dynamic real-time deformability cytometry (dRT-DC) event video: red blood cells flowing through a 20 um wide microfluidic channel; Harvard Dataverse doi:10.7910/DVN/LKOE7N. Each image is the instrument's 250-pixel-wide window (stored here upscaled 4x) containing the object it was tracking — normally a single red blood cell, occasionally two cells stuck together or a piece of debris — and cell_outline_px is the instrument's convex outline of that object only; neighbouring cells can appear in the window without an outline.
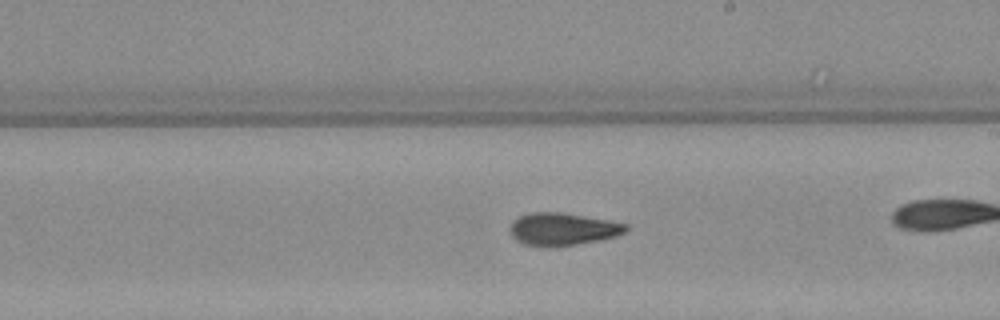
{"species": "Egyptian fruit bat (a non-hibernating species)", "species_latin": "Rousettus aegyptiacus", "temperature_condition": "warm", "stored_images_in_passage": 41, "camera_frame_rate_fps": 3000, "um_per_image_px": 0.085, "animal": {"sex": "female"}, "frame": {"image": 1, "passage_image": 30, "time_ms": 9.667, "image_size_px": [1000, 320], "cell_outline_px": [[628, 228], [624, 232], [616, 236], [600, 240], [576, 244], [548, 248], [544, 248], [524, 244], [516, 240], [512, 236], [512, 224], [520, 216], [532, 212], [560, 212], [608, 220], [628, 224]], "centroid_in_image_um": [47.84, 19.49], "position_along_channel_um": 241.2, "area_um2": 21.85}}